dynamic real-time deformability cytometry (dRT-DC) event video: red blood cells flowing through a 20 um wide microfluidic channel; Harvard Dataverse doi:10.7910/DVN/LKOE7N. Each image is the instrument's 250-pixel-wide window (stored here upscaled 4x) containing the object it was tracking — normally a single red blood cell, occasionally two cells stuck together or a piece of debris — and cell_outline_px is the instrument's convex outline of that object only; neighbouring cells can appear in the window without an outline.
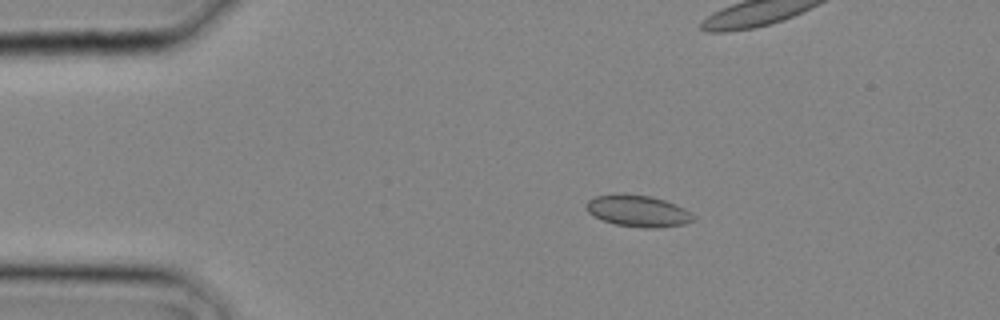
{"species": "common noctule bat (a hibernating species)", "species_latin": "Nyctalus noctula", "temperature_condition": "cold", "stored_images_in_passage": 11, "camera_frame_rate_fps": 3000, "um_per_image_px": 0.085, "animal": {"sex": "male", "body_mass_g": 20.4}, "frame": {"image": 1, "passage_image": 5, "time_ms": 1.333, "image_size_px": [1000, 320], "cell_outline_px": [[696, 220], [684, 224], [656, 228], [644, 228], [616, 224], [592, 216], [584, 208], [588, 200], [596, 196], [620, 192], [652, 196], [676, 204], [692, 212], [696, 216]], "centroid_in_image_um": [54.24, 17.91], "position_along_channel_um": 30.8, "area_um2": 20.11}}